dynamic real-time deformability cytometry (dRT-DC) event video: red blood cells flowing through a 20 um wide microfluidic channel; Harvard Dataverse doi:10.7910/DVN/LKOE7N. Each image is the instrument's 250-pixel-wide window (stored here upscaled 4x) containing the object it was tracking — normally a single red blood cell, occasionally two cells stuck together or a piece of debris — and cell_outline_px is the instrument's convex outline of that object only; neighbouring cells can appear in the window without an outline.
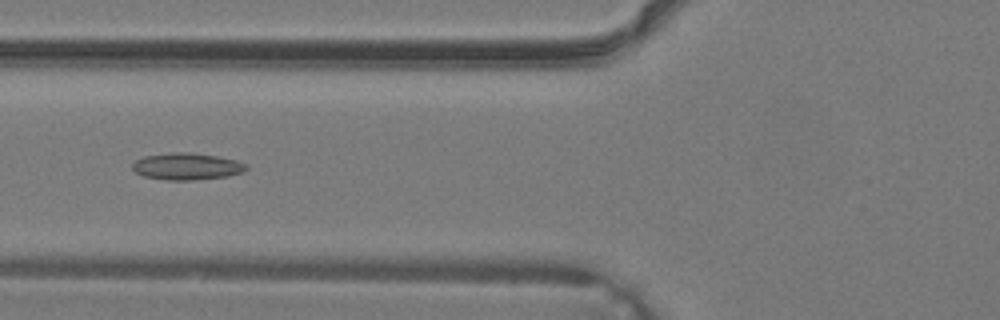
{"species": "common noctule bat (a hibernating species)", "species_latin": "Nyctalus noctula", "temperature_condition": "warm", "stored_images_in_passage": 39, "segment_of_instrument_passage": [1, 2], "camera_frame_rate_fps": 3000, "um_per_image_px": 0.085, "animal": {"sex": "male", "body_mass_g": 19.2, "forearm_length_mm": 51.8}, "frame": {"image": 1, "passage_image": 15, "time_ms": 4.667, "image_size_px": [1000, 320], "cell_outline_px": [[248, 168], [244, 172], [228, 176], [192, 180], [168, 180], [144, 176], [136, 172], [132, 168], [132, 164], [136, 160], [144, 156], [172, 152], [188, 152], [216, 156], [236, 160], [248, 164]], "centroid_in_image_um": [15.91, 14.14], "position_along_channel_um": 109.9, "area_um2": 17.8}}
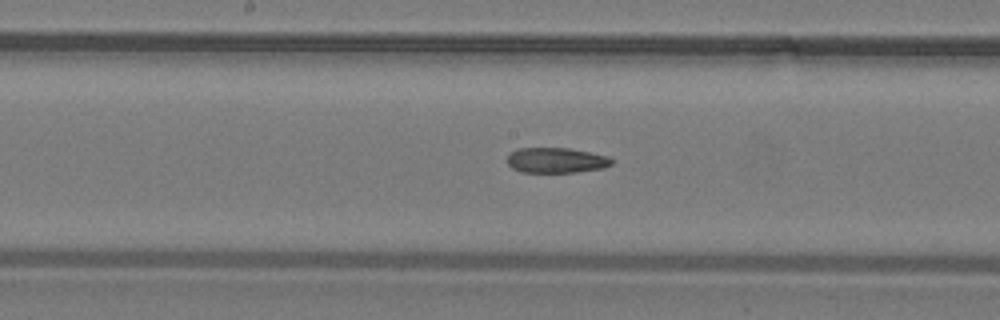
{"frame": {"image": 2, "passage_image": 20, "time_ms": 6.333, "image_size_px": [1000, 320], "cell_outline_px": [[612, 164], [604, 168], [576, 172], [520, 172], [512, 168], [508, 164], [508, 156], [516, 148], [568, 148], [612, 156]], "centroid_in_image_um": [47.31, 13.62], "position_along_channel_um": 200.9, "area_um2": 15.49}}
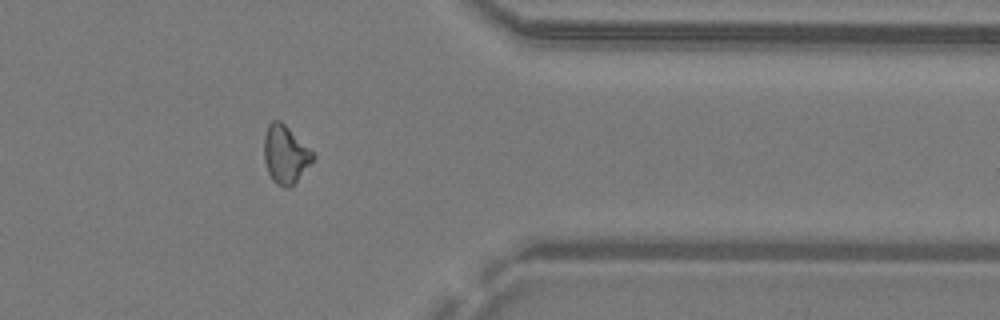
{"frame": {"image": 3, "passage_image": 31, "time_ms": 10.0, "image_size_px": [1000, 320], "cell_outline_px": [[316, 156], [296, 180], [288, 188], [284, 188], [276, 184], [272, 180], [268, 172], [264, 160], [264, 136], [268, 124], [272, 120], [280, 120]], "centroid_in_image_um": [24.21, 13.13], "position_along_channel_um": 387.2, "area_um2": 16.13}}